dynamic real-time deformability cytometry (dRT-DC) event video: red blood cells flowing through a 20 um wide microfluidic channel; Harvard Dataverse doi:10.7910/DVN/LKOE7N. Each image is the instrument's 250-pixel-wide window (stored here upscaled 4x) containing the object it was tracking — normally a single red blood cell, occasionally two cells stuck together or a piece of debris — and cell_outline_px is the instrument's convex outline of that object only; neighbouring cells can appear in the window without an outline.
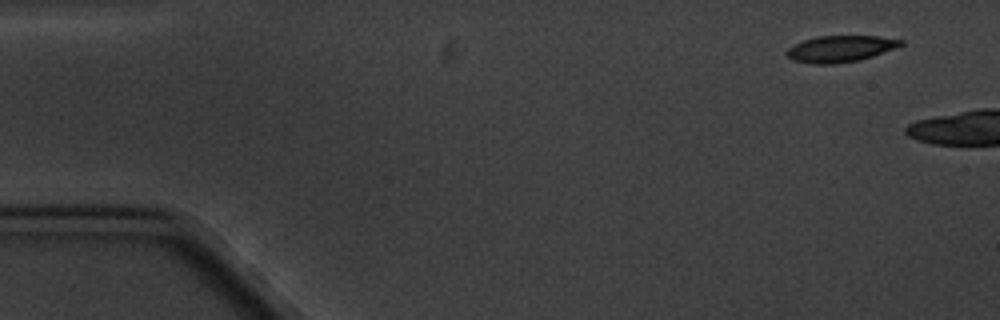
{"species": "common noctule bat (a hibernating species)", "species_latin": "Nyctalus noctula", "temperature_condition": "cold", "stored_images_in_passage": 4, "camera_frame_rate_fps": 3000, "um_per_image_px": 0.085, "animal": {"sex": "male", "body_mass_g": 20.1, "forearm_length_mm": 53.5}, "frame": {"image": 1, "passage_image": 1, "time_ms": 0.0, "image_size_px": [1000, 320], "cell_outline_px": [[904, 44], [884, 52], [860, 60], [836, 64], [812, 64], [792, 60], [784, 52], [788, 48], [804, 40], [816, 36], [880, 36], [904, 40]], "centroid_in_image_um": [71.43, 4.15], "position_along_channel_um": 13.6, "area_um2": 17.63}}